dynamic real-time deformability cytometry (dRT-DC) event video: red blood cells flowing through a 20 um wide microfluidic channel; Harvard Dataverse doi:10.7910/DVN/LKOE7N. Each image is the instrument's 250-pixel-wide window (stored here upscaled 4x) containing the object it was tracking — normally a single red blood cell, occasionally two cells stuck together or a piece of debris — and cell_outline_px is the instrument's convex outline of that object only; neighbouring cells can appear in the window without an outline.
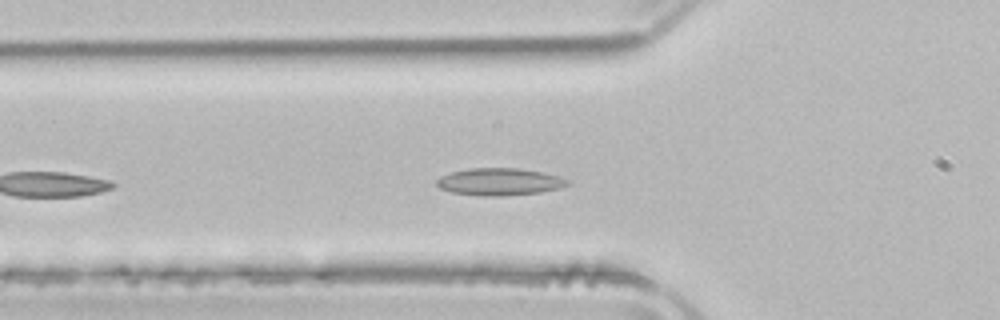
{"species": "common noctule bat (a hibernating species)", "species_latin": "Nyctalus noctula", "temperature_condition": "room temperature", "stored_images_in_passage": 17, "camera_frame_rate_fps": 3000, "um_per_image_px": 0.085, "animal": {"sex": "male", "body_mass_g": 21.5, "forearm_length_mm": 52.0}, "frame": {"image": 1, "passage_image": 6, "time_ms": 1.667, "image_size_px": [1000, 320], "cell_outline_px": [[572, 184], [560, 188], [540, 192], [500, 196], [484, 196], [452, 192], [440, 188], [436, 184], [436, 180], [440, 176], [452, 172], [468, 168], [520, 168], [540, 172], [572, 180]], "centroid_in_image_um": [42.48, 15.45], "position_along_channel_um": 83.3, "area_um2": 20.75}}
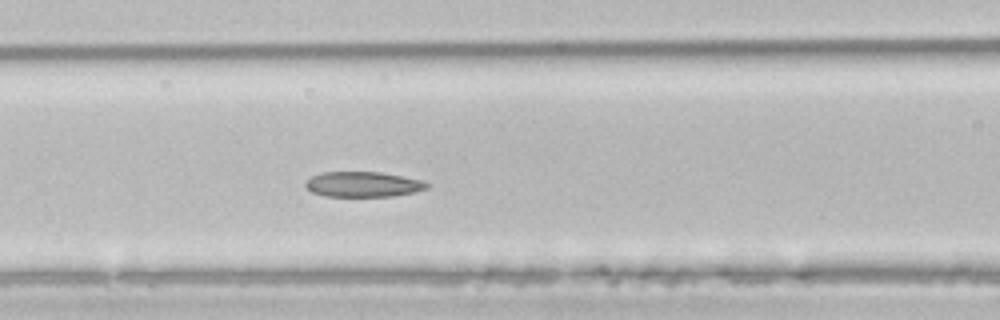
{"frame": {"image": 2, "passage_image": 10, "time_ms": 3.0, "image_size_px": [1000, 320], "cell_outline_px": [[432, 184], [428, 188], [416, 192], [392, 196], [324, 196], [312, 192], [304, 188], [304, 184], [312, 176], [320, 172], [380, 172], [424, 180]], "centroid_in_image_um": [30.89, 15.67], "position_along_channel_um": 135.7, "area_um2": 18.09}}